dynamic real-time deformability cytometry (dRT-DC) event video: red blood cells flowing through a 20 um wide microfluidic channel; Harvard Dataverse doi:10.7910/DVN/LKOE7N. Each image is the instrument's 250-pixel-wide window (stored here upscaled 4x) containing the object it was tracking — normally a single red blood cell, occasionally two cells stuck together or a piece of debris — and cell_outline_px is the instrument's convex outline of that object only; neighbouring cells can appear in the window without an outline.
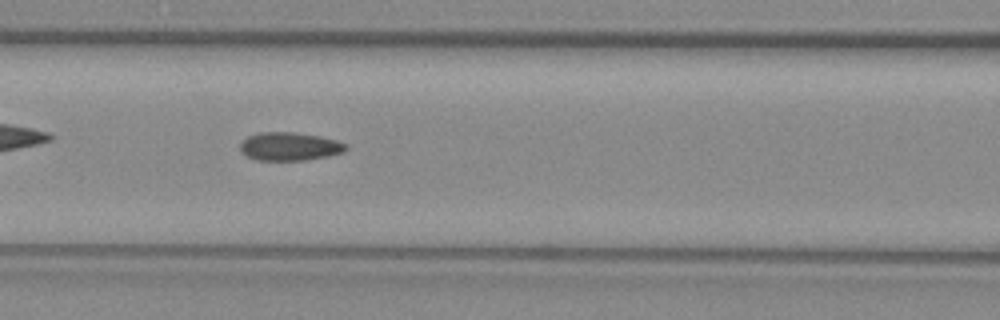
{"species": "common noctule bat (a hibernating species)", "species_latin": "Nyctalus noctula", "temperature_condition": "warm", "stored_images_in_passage": 18, "camera_frame_rate_fps": 3000, "um_per_image_px": 0.085, "animal": {"sex": "female", "body_mass_g": 29.2, "forearm_length_mm": 56.3}, "frame": {"image": 1, "passage_image": 8, "time_ms": 2.333, "image_size_px": [1000, 320], "cell_outline_px": [[348, 148], [344, 152], [328, 156], [304, 160], [256, 160], [240, 152], [240, 144], [248, 136], [260, 132], [292, 132], [320, 136], [336, 140], [348, 144]], "centroid_in_image_um": [24.63, 12.45], "position_along_channel_um": 142.0, "area_um2": 17.46}}
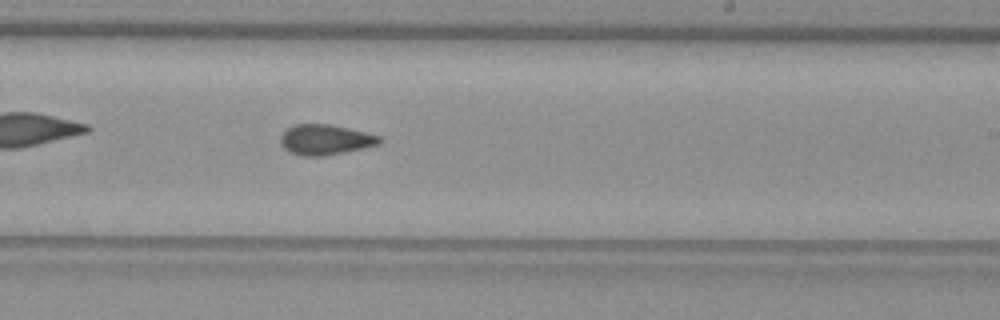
{"frame": {"image": 2, "passage_image": 17, "time_ms": 5.333, "image_size_px": [1000, 320], "cell_outline_px": [[384, 140], [380, 144], [344, 152], [324, 156], [300, 156], [288, 152], [280, 144], [280, 136], [288, 128], [296, 124], [328, 124], [348, 128], [380, 136]], "centroid_in_image_um": [27.63, 11.88], "position_along_channel_um": 261.4, "area_um2": 17.51}}